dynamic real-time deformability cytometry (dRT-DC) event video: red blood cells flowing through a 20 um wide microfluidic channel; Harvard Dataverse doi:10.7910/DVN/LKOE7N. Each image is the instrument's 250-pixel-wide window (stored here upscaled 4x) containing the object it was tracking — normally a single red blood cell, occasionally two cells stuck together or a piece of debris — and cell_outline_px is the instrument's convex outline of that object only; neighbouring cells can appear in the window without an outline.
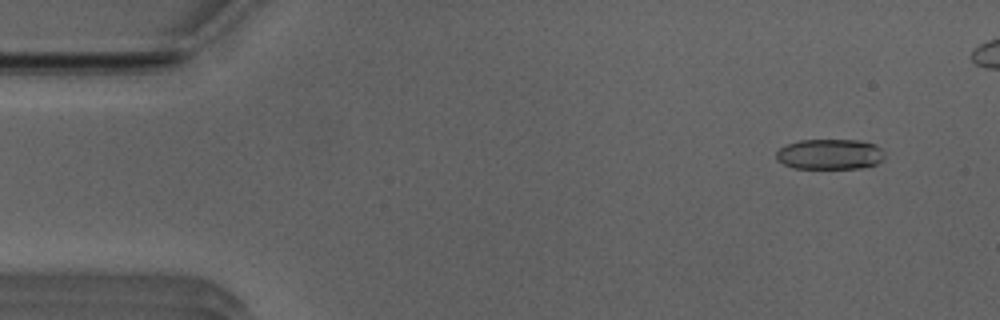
{"species": "Egyptian fruit bat (a non-hibernating species)", "species_latin": "Rousettus aegyptiacus", "temperature_condition": "room temperature", "stored_images_in_passage": 43, "camera_frame_rate_fps": 3000, "um_per_image_px": 0.085, "animal": {"sex": "male"}, "frame": {"image": 1, "passage_image": 4, "time_ms": 1.0, "image_size_px": [1000, 320], "cell_outline_px": [[884, 156], [876, 164], [864, 168], [792, 168], [776, 160], [776, 152], [780, 148], [788, 144], [800, 140], [860, 140], [876, 144], [884, 152]], "centroid_in_image_um": [70.54, 13.11], "position_along_channel_um": 14.5, "area_um2": 19.25}}
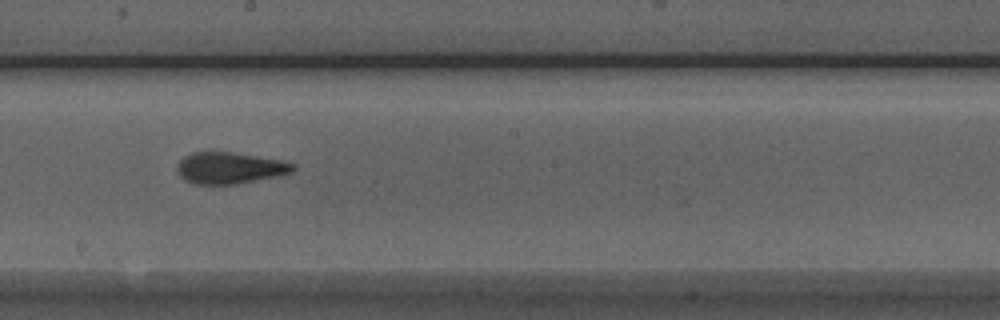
{"frame": {"image": 2, "passage_image": 28, "time_ms": 9.0, "image_size_px": [1000, 320], "cell_outline_px": [[296, 168], [292, 172], [276, 176], [236, 184], [196, 184], [184, 180], [180, 176], [176, 168], [176, 164], [184, 156], [192, 152], [232, 152], [280, 160], [296, 164]], "centroid_in_image_um": [19.5, 14.27], "position_along_channel_um": 228.7, "area_um2": 21.21}}
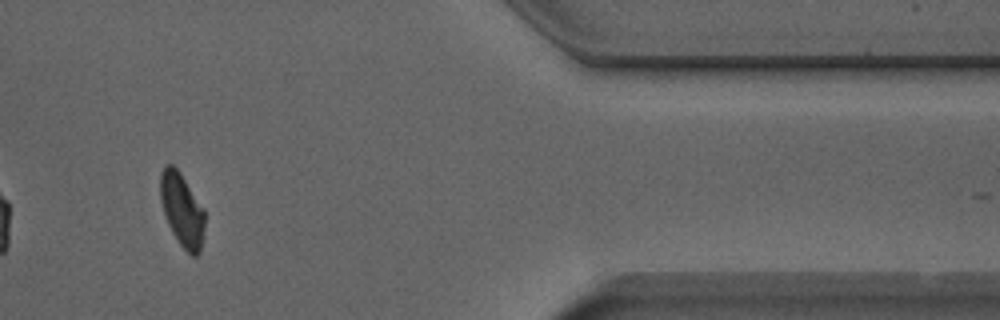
{"frame": {"image": 3, "passage_image": 39, "time_ms": 12.667, "image_size_px": [1000, 320], "cell_outline_px": [[204, 228], [200, 252], [196, 256], [192, 256], [180, 244], [172, 232], [164, 216], [160, 200], [160, 172], [164, 164], [172, 164], [180, 172], [204, 208]], "centroid_in_image_um": [15.45, 17.81], "position_along_channel_um": 395.9, "area_um2": 19.07}, "authors_computed_cell_mechanics": {"area_um2": 20.8658, "velocity_mm_per_s": 3.9448, "shape_relaxation_time_tau1_ms": null, "shape_relaxation_time_tau2_ms": 1.6571, "deformation_change_tau1": null, "deformation_change_tau2": 0.0889}}